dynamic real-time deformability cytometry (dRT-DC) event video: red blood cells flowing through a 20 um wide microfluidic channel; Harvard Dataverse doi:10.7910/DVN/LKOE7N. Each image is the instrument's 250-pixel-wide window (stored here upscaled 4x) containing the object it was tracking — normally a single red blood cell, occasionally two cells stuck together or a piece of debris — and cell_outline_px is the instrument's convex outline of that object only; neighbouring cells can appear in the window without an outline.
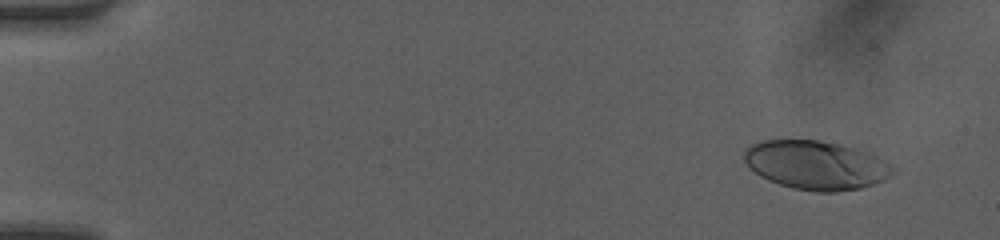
{"species": "human", "species_latin": "Homo sapiens", "temperature_condition": "room temperature", "stored_images_in_passage": 41, "camera_frame_rate_fps": 3000, "um_per_image_px": 0.085, "donor": {"sex": "female"}, "frame": {"image": 1, "passage_image": 3, "time_ms": 0.667, "image_size_px": [1000, 240], "cell_outline_px": [[900, 168], [896, 172], [884, 180], [860, 188], [836, 192], [816, 192], [796, 188], [780, 184], [768, 180], [760, 176], [748, 168], [744, 160], [744, 152], [752, 144], [760, 140], [820, 140], [840, 144], [856, 148], [876, 156]], "centroid_in_image_um": [69.39, 14.03], "position_along_channel_um": 15.6, "area_um2": 42.54}}
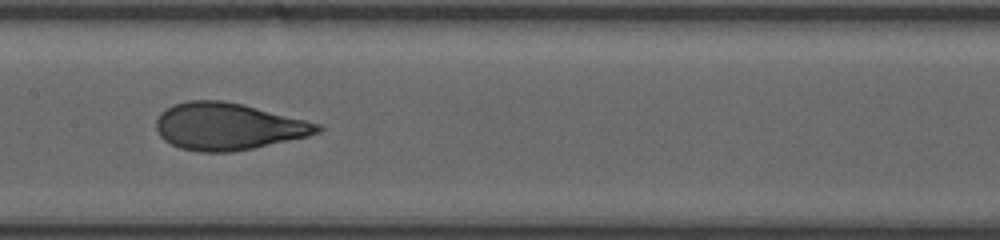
{"frame": {"image": 2, "passage_image": 18, "time_ms": 5.667, "image_size_px": [1000, 240], "cell_outline_px": [[324, 128], [320, 132], [308, 136], [252, 148], [232, 152], [200, 152], [180, 148], [164, 140], [160, 136], [156, 128], [156, 120], [160, 112], [164, 108], [172, 104], [188, 100], [220, 100], [240, 104], [320, 124]], "centroid_in_image_um": [19.32, 10.75], "position_along_channel_um": 188.1, "area_um2": 43.93}}
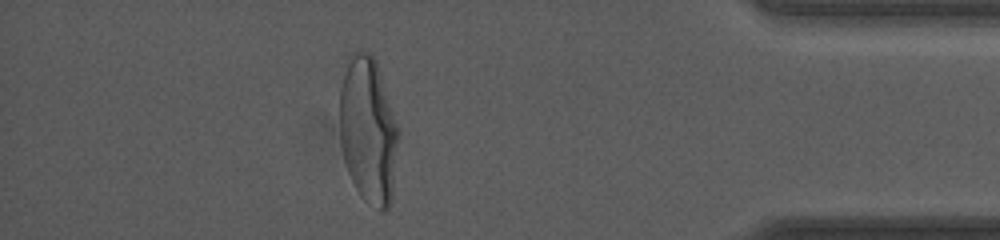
{"frame": {"image": 3, "passage_image": 36, "time_ms": 11.667, "image_size_px": [1000, 240], "cell_outline_px": [[400, 132], [392, 200], [388, 208], [384, 212], [380, 212], [364, 200], [360, 196], [348, 172], [344, 160], [340, 144], [340, 88], [348, 56], [352, 52], [368, 52], [376, 60]], "centroid_in_image_um": [31.31, 11.12], "position_along_channel_um": 403.9, "area_um2": 50.75}, "authors_computed_cell_mechanics": {"area_um2": 43.8124, "velocity_mm_per_s": 4.1875, "shape_relaxation_time_tau1_ms": 3.6637, "shape_relaxation_time_tau2_ms": null, "deformation_change_tau1": 0.194, "deformation_change_tau2": null}}